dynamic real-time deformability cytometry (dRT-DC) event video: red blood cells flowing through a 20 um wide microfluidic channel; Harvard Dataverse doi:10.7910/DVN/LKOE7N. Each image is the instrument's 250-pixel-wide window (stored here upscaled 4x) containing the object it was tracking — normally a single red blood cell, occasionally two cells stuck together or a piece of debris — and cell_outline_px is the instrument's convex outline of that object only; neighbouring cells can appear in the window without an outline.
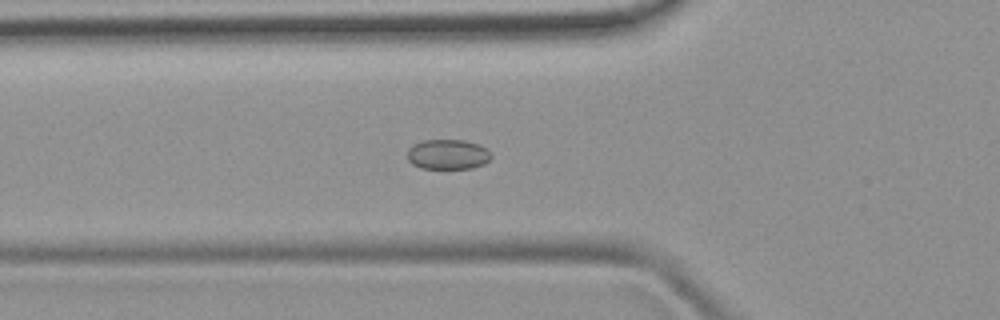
{"species": "common noctule bat (a hibernating species)", "species_latin": "Nyctalus noctula", "temperature_condition": "room temperature", "stored_images_in_passage": 34, "camera_frame_rate_fps": 3000, "um_per_image_px": 0.085, "animal": {"sex": "female", "body_mass_g": 19.9}, "frame": {"image": 1, "passage_image": 2, "time_ms": 0.333, "image_size_px": [1000, 320], "cell_outline_px": [[492, 156], [484, 164], [472, 168], [420, 168], [412, 164], [408, 160], [408, 148], [412, 144], [420, 140], [464, 140], [488, 148], [492, 152]], "centroid_in_image_um": [38.06, 13.11], "position_along_channel_um": 87.7, "area_um2": 14.8}}
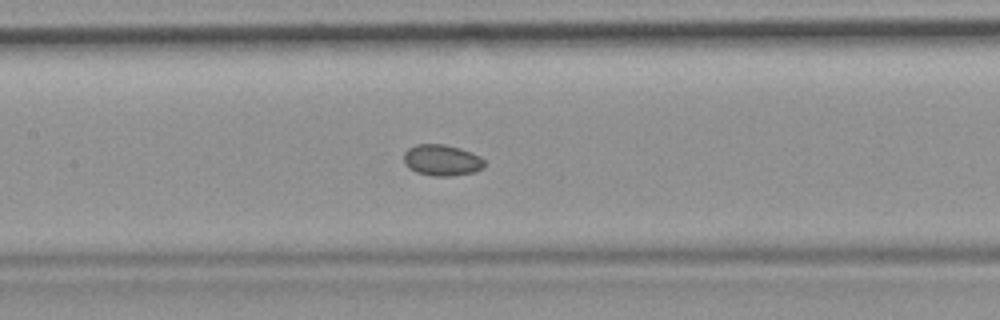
{"frame": {"image": 2, "passage_image": 8, "time_ms": 2.333, "image_size_px": [1000, 320], "cell_outline_px": [[484, 168], [476, 172], [448, 176], [432, 176], [416, 172], [408, 168], [404, 164], [404, 152], [408, 148], [416, 144], [444, 144], [460, 148], [472, 152], [480, 156], [484, 160]], "centroid_in_image_um": [37.56, 13.61], "position_along_channel_um": 169.8, "area_um2": 14.85}}
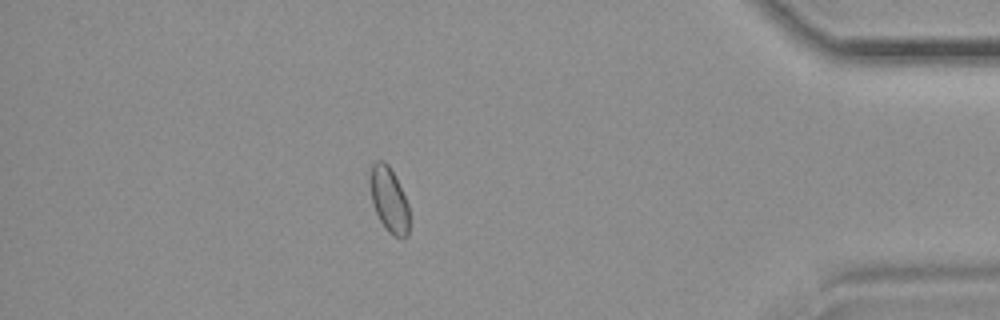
{"frame": {"image": 3, "passage_image": 28, "time_ms": 9.0, "image_size_px": [1000, 320], "cell_outline_px": [[408, 236], [396, 236], [388, 232], [380, 220], [372, 204], [372, 164], [376, 160], [384, 160], [388, 164], [408, 204]], "centroid_in_image_um": [33.08, 16.99], "position_along_channel_um": 402.1, "area_um2": 14.1}}